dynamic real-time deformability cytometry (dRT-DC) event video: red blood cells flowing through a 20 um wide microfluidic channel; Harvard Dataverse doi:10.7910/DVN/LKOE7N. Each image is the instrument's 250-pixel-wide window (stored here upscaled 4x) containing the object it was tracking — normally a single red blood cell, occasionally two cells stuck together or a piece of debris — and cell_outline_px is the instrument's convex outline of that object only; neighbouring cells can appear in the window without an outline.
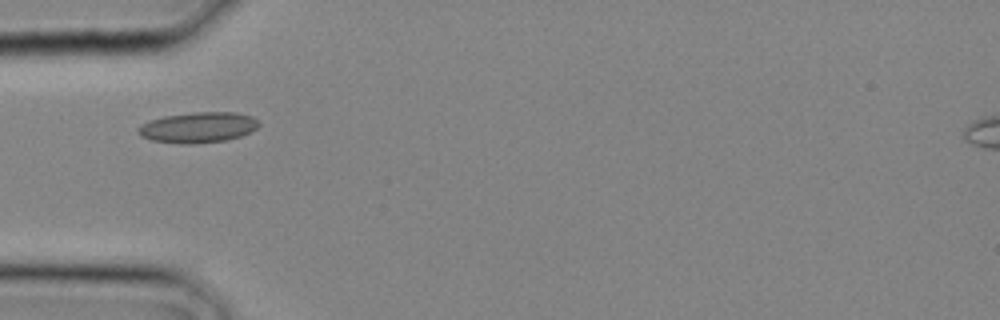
{"species": "common noctule bat (a hibernating species)", "species_latin": "Nyctalus noctula", "temperature_condition": "cold", "stored_images_in_passage": 12, "camera_frame_rate_fps": 3000, "um_per_image_px": 0.085, "animal": {"sex": "male", "body_mass_g": 20.4}, "frame": {"image": 1, "passage_image": 7, "time_ms": 2.0, "image_size_px": [1000, 320], "cell_outline_px": [[260, 124], [256, 128], [240, 136], [228, 140], [192, 144], [180, 144], [152, 140], [140, 136], [136, 132], [136, 128], [152, 120], [164, 116], [196, 112], [236, 112], [252, 116]], "centroid_in_image_um": [16.83, 10.83], "position_along_channel_um": 68.2, "area_um2": 21.44}}
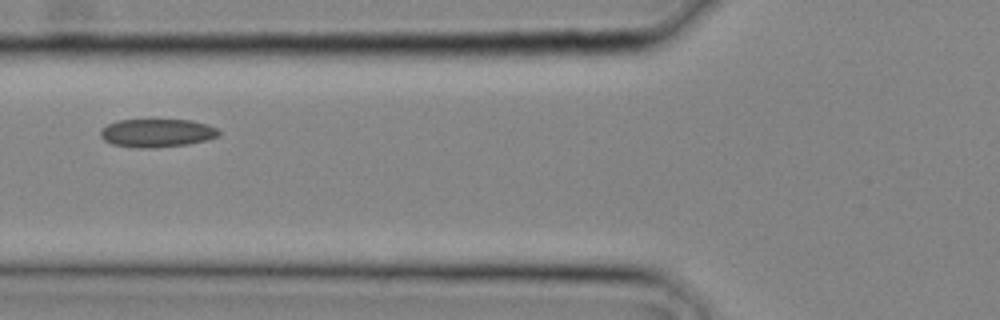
{"frame": {"image": 2, "passage_image": 9, "time_ms": 2.667, "image_size_px": [1000, 320], "cell_outline_px": [[220, 136], [208, 140], [188, 144], [152, 148], [140, 148], [112, 144], [104, 140], [100, 136], [100, 132], [108, 124], [116, 120], [192, 120], [208, 124], [216, 128], [220, 132]], "centroid_in_image_um": [13.38, 11.3], "position_along_channel_um": 112.4, "area_um2": 19.54}}
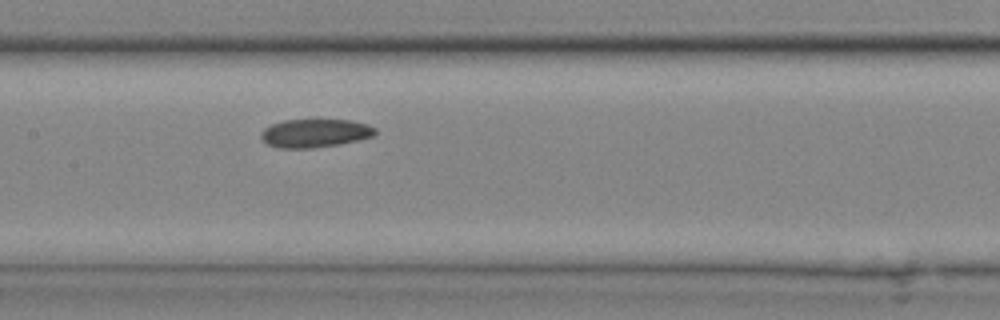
{"frame": {"image": 3, "passage_image": 12, "time_ms": 3.667, "image_size_px": [1000, 320], "cell_outline_px": [[376, 132], [372, 136], [340, 144], [312, 148], [280, 148], [268, 144], [260, 136], [260, 132], [264, 128], [272, 124], [284, 120], [352, 120], [368, 124], [376, 128]], "centroid_in_image_um": [26.77, 11.31], "position_along_channel_um": 180.6, "area_um2": 18.79}}